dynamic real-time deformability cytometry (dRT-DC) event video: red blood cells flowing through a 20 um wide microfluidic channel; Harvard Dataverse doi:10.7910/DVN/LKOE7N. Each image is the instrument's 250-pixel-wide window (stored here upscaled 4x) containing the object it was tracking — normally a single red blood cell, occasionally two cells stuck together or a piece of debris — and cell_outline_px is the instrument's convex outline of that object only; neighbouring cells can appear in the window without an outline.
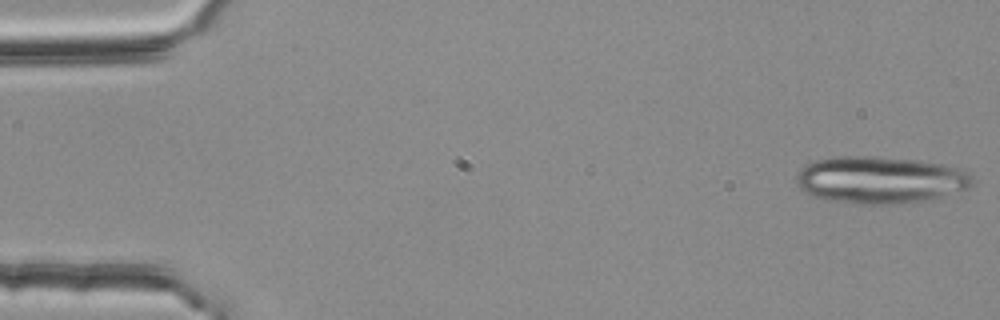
{"species": "common noctule bat (a hibernating species)", "species_latin": "Nyctalus noctula", "temperature_condition": "room temperature", "stored_images_in_passage": 22, "camera_frame_rate_fps": 3000, "um_per_image_px": 0.085, "animal": {"sex": "female", "body_mass_g": 25.1}, "frame": {"image": 1, "passage_image": 1, "time_ms": 0.0, "image_size_px": [1000, 320], "cell_outline_px": [[976, 180], [968, 188], [940, 196], [924, 200], [900, 204], [852, 204], [824, 200], [812, 196], [804, 192], [800, 188], [796, 180], [796, 176], [800, 168], [812, 160], [836, 156], [876, 156], [920, 160], [960, 168], [968, 172]], "centroid_in_image_um": [74.77, 15.28], "position_along_channel_um": 10.2, "area_um2": 48.9}}